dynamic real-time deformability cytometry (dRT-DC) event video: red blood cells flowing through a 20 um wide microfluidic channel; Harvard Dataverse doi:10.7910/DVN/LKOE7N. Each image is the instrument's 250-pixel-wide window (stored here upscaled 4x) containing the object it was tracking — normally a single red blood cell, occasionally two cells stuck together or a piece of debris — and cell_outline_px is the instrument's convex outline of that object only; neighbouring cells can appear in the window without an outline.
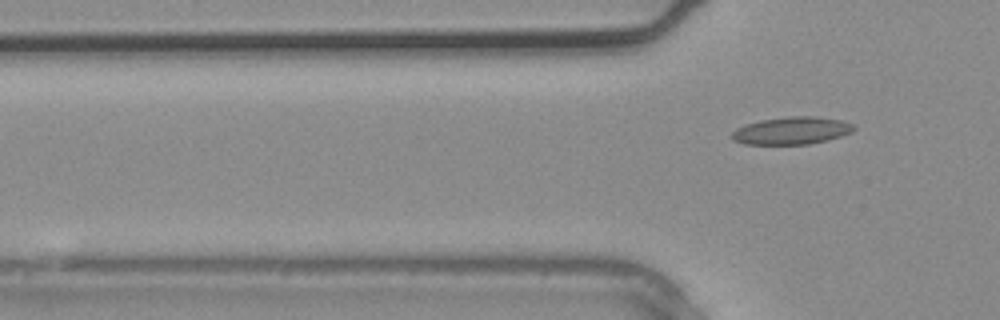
{"species": "common noctule bat (a hibernating species)", "species_latin": "Nyctalus noctula", "temperature_condition": "warm", "stored_images_in_passage": 5, "camera_frame_rate_fps": 3000, "um_per_image_px": 0.085, "animal": {"sex": "male", "body_mass_g": 20.4}, "frame": {"image": 1, "passage_image": 5, "time_ms": 1.333, "image_size_px": [1000, 320], "cell_outline_px": [[856, 128], [852, 132], [828, 140], [808, 144], [744, 144], [732, 140], [732, 132], [736, 128], [760, 120], [792, 116], [816, 116], [844, 120], [852, 124]], "centroid_in_image_um": [67.32, 11.1], "position_along_channel_um": 58.5, "area_um2": 19.54}}